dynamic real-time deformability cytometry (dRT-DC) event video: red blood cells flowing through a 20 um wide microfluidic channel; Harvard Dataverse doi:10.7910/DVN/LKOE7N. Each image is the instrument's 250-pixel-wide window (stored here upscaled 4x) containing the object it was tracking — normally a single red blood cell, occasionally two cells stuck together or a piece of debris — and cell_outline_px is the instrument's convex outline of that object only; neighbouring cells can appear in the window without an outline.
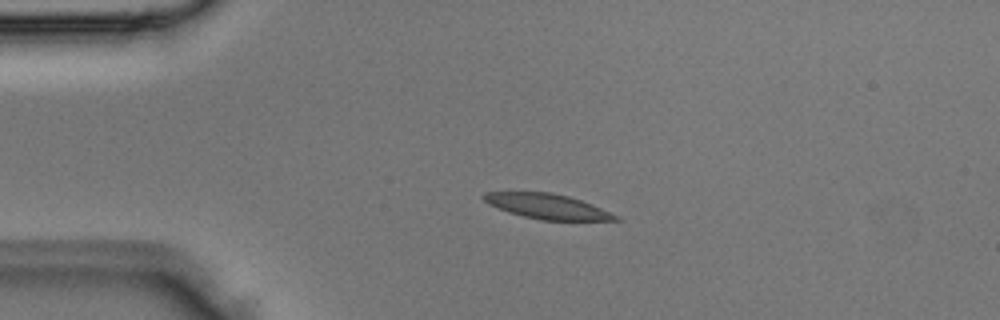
{"species": "Egyptian fruit bat (a non-hibernating species)", "species_latin": "Rousettus aegyptiacus", "temperature_condition": "room temperature", "stored_images_in_passage": 5, "camera_frame_rate_fps": 3000, "um_per_image_px": 0.085, "animal": {"sex": "male"}, "frame": {"image": 1, "passage_image": 3, "time_ms": 0.667, "image_size_px": [1000, 320], "cell_outline_px": [[620, 220], [540, 220], [508, 212], [488, 204], [480, 196], [484, 192], [552, 192], [568, 196], [592, 204], [620, 216]], "centroid_in_image_um": [46.51, 17.53], "position_along_channel_um": 38.5, "area_um2": 19.19}}